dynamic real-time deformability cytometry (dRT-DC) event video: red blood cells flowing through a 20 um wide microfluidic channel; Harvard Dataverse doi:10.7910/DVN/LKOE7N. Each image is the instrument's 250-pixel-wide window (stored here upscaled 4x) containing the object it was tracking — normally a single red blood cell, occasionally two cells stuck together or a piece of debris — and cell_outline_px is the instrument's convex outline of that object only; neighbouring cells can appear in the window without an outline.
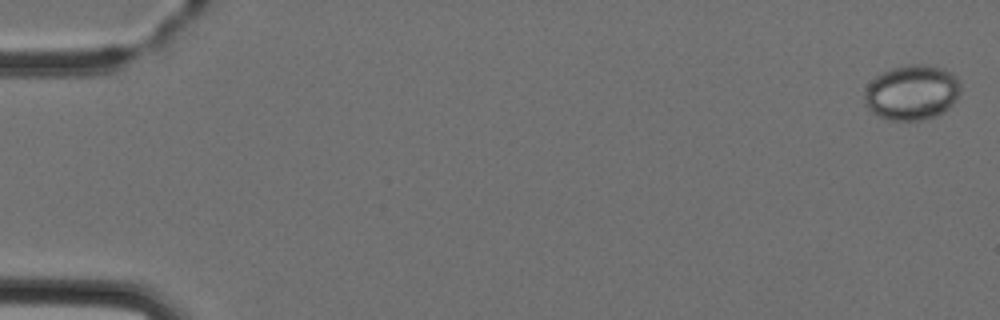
{"species": "Egyptian fruit bat (a non-hibernating species)", "species_latin": "Rousettus aegyptiacus", "temperature_condition": "cold", "stored_images_in_passage": 7, "camera_frame_rate_fps": 3000, "um_per_image_px": 0.085, "animal": {"sex": "female"}, "frame": {"image": 1, "passage_image": 1, "time_ms": 0.0, "image_size_px": [1000, 320], "cell_outline_px": [[960, 92], [956, 100], [944, 112], [936, 116], [920, 120], [888, 120], [872, 112], [864, 104], [864, 92], [868, 84], [876, 76], [892, 68], [912, 64], [920, 64], [944, 68], [952, 72], [956, 76], [960, 84]], "centroid_in_image_um": [77.52, 7.86], "position_along_channel_um": 7.5, "area_um2": 30.92}}
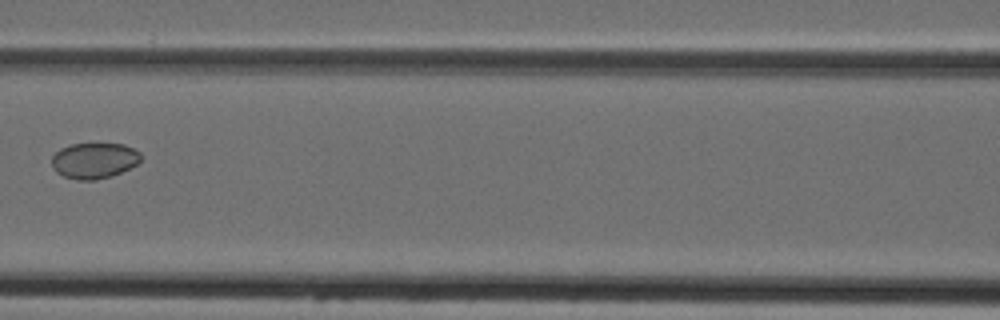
{"frame": {"image": 2, "passage_image": 7, "time_ms": 7.333, "image_size_px": [1000, 320], "cell_outline_px": [[140, 160], [136, 164], [112, 176], [96, 180], [80, 180], [64, 176], [56, 172], [52, 168], [52, 156], [60, 148], [72, 144], [124, 144], [140, 152]], "centroid_in_image_um": [7.98, 13.65], "position_along_channel_um": 158.6, "area_um2": 18.44}}